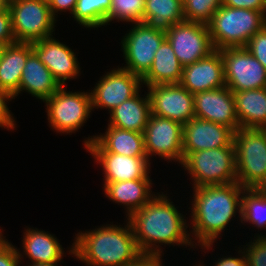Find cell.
Listing matches in <instances>:
<instances>
[{
	"label": "cell",
	"instance_id": "cell-10",
	"mask_svg": "<svg viewBox=\"0 0 266 266\" xmlns=\"http://www.w3.org/2000/svg\"><path fill=\"white\" fill-rule=\"evenodd\" d=\"M219 51L226 86L232 92L266 88L265 67L245 47H228Z\"/></svg>",
	"mask_w": 266,
	"mask_h": 266
},
{
	"label": "cell",
	"instance_id": "cell-35",
	"mask_svg": "<svg viewBox=\"0 0 266 266\" xmlns=\"http://www.w3.org/2000/svg\"><path fill=\"white\" fill-rule=\"evenodd\" d=\"M12 99L14 98L9 92L0 88V127L11 131L16 129L15 118L7 106Z\"/></svg>",
	"mask_w": 266,
	"mask_h": 266
},
{
	"label": "cell",
	"instance_id": "cell-38",
	"mask_svg": "<svg viewBox=\"0 0 266 266\" xmlns=\"http://www.w3.org/2000/svg\"><path fill=\"white\" fill-rule=\"evenodd\" d=\"M222 5L232 8L261 11L266 16V4L263 0H222Z\"/></svg>",
	"mask_w": 266,
	"mask_h": 266
},
{
	"label": "cell",
	"instance_id": "cell-13",
	"mask_svg": "<svg viewBox=\"0 0 266 266\" xmlns=\"http://www.w3.org/2000/svg\"><path fill=\"white\" fill-rule=\"evenodd\" d=\"M142 79L126 69L113 68L107 71L91 89L92 109L113 110L135 96L142 87Z\"/></svg>",
	"mask_w": 266,
	"mask_h": 266
},
{
	"label": "cell",
	"instance_id": "cell-17",
	"mask_svg": "<svg viewBox=\"0 0 266 266\" xmlns=\"http://www.w3.org/2000/svg\"><path fill=\"white\" fill-rule=\"evenodd\" d=\"M195 117L227 126L234 132L240 129L232 91L222 88L193 94Z\"/></svg>",
	"mask_w": 266,
	"mask_h": 266
},
{
	"label": "cell",
	"instance_id": "cell-11",
	"mask_svg": "<svg viewBox=\"0 0 266 266\" xmlns=\"http://www.w3.org/2000/svg\"><path fill=\"white\" fill-rule=\"evenodd\" d=\"M146 155L150 157L158 155L168 163L174 161L177 164L183 162V125L163 118L150 115L143 132Z\"/></svg>",
	"mask_w": 266,
	"mask_h": 266
},
{
	"label": "cell",
	"instance_id": "cell-42",
	"mask_svg": "<svg viewBox=\"0 0 266 266\" xmlns=\"http://www.w3.org/2000/svg\"><path fill=\"white\" fill-rule=\"evenodd\" d=\"M10 3L7 0H0V11L9 9Z\"/></svg>",
	"mask_w": 266,
	"mask_h": 266
},
{
	"label": "cell",
	"instance_id": "cell-23",
	"mask_svg": "<svg viewBox=\"0 0 266 266\" xmlns=\"http://www.w3.org/2000/svg\"><path fill=\"white\" fill-rule=\"evenodd\" d=\"M95 141L105 152L117 153L131 157H147L143 133L123 130L113 126L107 127L104 134L85 138L84 147Z\"/></svg>",
	"mask_w": 266,
	"mask_h": 266
},
{
	"label": "cell",
	"instance_id": "cell-34",
	"mask_svg": "<svg viewBox=\"0 0 266 266\" xmlns=\"http://www.w3.org/2000/svg\"><path fill=\"white\" fill-rule=\"evenodd\" d=\"M245 48L265 67L266 70V25L248 40Z\"/></svg>",
	"mask_w": 266,
	"mask_h": 266
},
{
	"label": "cell",
	"instance_id": "cell-15",
	"mask_svg": "<svg viewBox=\"0 0 266 266\" xmlns=\"http://www.w3.org/2000/svg\"><path fill=\"white\" fill-rule=\"evenodd\" d=\"M84 149L93 156L103 169L104 182H118L135 179H150L148 157H131L105 152L94 140Z\"/></svg>",
	"mask_w": 266,
	"mask_h": 266
},
{
	"label": "cell",
	"instance_id": "cell-16",
	"mask_svg": "<svg viewBox=\"0 0 266 266\" xmlns=\"http://www.w3.org/2000/svg\"><path fill=\"white\" fill-rule=\"evenodd\" d=\"M32 51L52 73L54 79L65 86L67 80L80 77V63L72 50L55 37H47L32 43Z\"/></svg>",
	"mask_w": 266,
	"mask_h": 266
},
{
	"label": "cell",
	"instance_id": "cell-43",
	"mask_svg": "<svg viewBox=\"0 0 266 266\" xmlns=\"http://www.w3.org/2000/svg\"><path fill=\"white\" fill-rule=\"evenodd\" d=\"M30 265L27 266H59L58 263H54V264H42V263H29Z\"/></svg>",
	"mask_w": 266,
	"mask_h": 266
},
{
	"label": "cell",
	"instance_id": "cell-47",
	"mask_svg": "<svg viewBox=\"0 0 266 266\" xmlns=\"http://www.w3.org/2000/svg\"><path fill=\"white\" fill-rule=\"evenodd\" d=\"M44 2L50 3L51 0H43Z\"/></svg>",
	"mask_w": 266,
	"mask_h": 266
},
{
	"label": "cell",
	"instance_id": "cell-25",
	"mask_svg": "<svg viewBox=\"0 0 266 266\" xmlns=\"http://www.w3.org/2000/svg\"><path fill=\"white\" fill-rule=\"evenodd\" d=\"M32 43L15 42L8 44L0 58V88L14 96L19 91L22 70L29 54Z\"/></svg>",
	"mask_w": 266,
	"mask_h": 266
},
{
	"label": "cell",
	"instance_id": "cell-32",
	"mask_svg": "<svg viewBox=\"0 0 266 266\" xmlns=\"http://www.w3.org/2000/svg\"><path fill=\"white\" fill-rule=\"evenodd\" d=\"M222 0H183L185 21L208 25Z\"/></svg>",
	"mask_w": 266,
	"mask_h": 266
},
{
	"label": "cell",
	"instance_id": "cell-8",
	"mask_svg": "<svg viewBox=\"0 0 266 266\" xmlns=\"http://www.w3.org/2000/svg\"><path fill=\"white\" fill-rule=\"evenodd\" d=\"M16 42L33 43L53 36L56 18L43 0H17L9 5Z\"/></svg>",
	"mask_w": 266,
	"mask_h": 266
},
{
	"label": "cell",
	"instance_id": "cell-45",
	"mask_svg": "<svg viewBox=\"0 0 266 266\" xmlns=\"http://www.w3.org/2000/svg\"><path fill=\"white\" fill-rule=\"evenodd\" d=\"M2 232V229H0V238L3 236Z\"/></svg>",
	"mask_w": 266,
	"mask_h": 266
},
{
	"label": "cell",
	"instance_id": "cell-27",
	"mask_svg": "<svg viewBox=\"0 0 266 266\" xmlns=\"http://www.w3.org/2000/svg\"><path fill=\"white\" fill-rule=\"evenodd\" d=\"M232 93L240 128L266 129V88Z\"/></svg>",
	"mask_w": 266,
	"mask_h": 266
},
{
	"label": "cell",
	"instance_id": "cell-40",
	"mask_svg": "<svg viewBox=\"0 0 266 266\" xmlns=\"http://www.w3.org/2000/svg\"><path fill=\"white\" fill-rule=\"evenodd\" d=\"M238 255L240 256H230L227 255L223 256L222 258L219 257L220 259H218L217 261L215 260V265L213 266H247V260L245 258L244 255V251H242V248L240 249V247H238ZM229 256V257H228ZM195 266H205L202 262L198 261V264H195Z\"/></svg>",
	"mask_w": 266,
	"mask_h": 266
},
{
	"label": "cell",
	"instance_id": "cell-31",
	"mask_svg": "<svg viewBox=\"0 0 266 266\" xmlns=\"http://www.w3.org/2000/svg\"><path fill=\"white\" fill-rule=\"evenodd\" d=\"M112 6L105 19V25H110L114 20L118 22H143L145 0H111Z\"/></svg>",
	"mask_w": 266,
	"mask_h": 266
},
{
	"label": "cell",
	"instance_id": "cell-22",
	"mask_svg": "<svg viewBox=\"0 0 266 266\" xmlns=\"http://www.w3.org/2000/svg\"><path fill=\"white\" fill-rule=\"evenodd\" d=\"M60 84L54 79L50 70L39 61L32 51L22 70L19 91L13 96L15 99L20 93L27 92L32 97L45 102L60 88Z\"/></svg>",
	"mask_w": 266,
	"mask_h": 266
},
{
	"label": "cell",
	"instance_id": "cell-20",
	"mask_svg": "<svg viewBox=\"0 0 266 266\" xmlns=\"http://www.w3.org/2000/svg\"><path fill=\"white\" fill-rule=\"evenodd\" d=\"M22 239L23 253L17 249L21 260L26 256L30 263L54 264L61 262L63 256H66L59 239L48 231L28 227L25 228Z\"/></svg>",
	"mask_w": 266,
	"mask_h": 266
},
{
	"label": "cell",
	"instance_id": "cell-12",
	"mask_svg": "<svg viewBox=\"0 0 266 266\" xmlns=\"http://www.w3.org/2000/svg\"><path fill=\"white\" fill-rule=\"evenodd\" d=\"M166 38L183 67L208 57L215 51L208 25L183 21L166 32Z\"/></svg>",
	"mask_w": 266,
	"mask_h": 266
},
{
	"label": "cell",
	"instance_id": "cell-3",
	"mask_svg": "<svg viewBox=\"0 0 266 266\" xmlns=\"http://www.w3.org/2000/svg\"><path fill=\"white\" fill-rule=\"evenodd\" d=\"M106 224L75 234L68 254L87 266H125L140 250L131 225Z\"/></svg>",
	"mask_w": 266,
	"mask_h": 266
},
{
	"label": "cell",
	"instance_id": "cell-21",
	"mask_svg": "<svg viewBox=\"0 0 266 266\" xmlns=\"http://www.w3.org/2000/svg\"><path fill=\"white\" fill-rule=\"evenodd\" d=\"M151 179H135L118 182H103L104 193L110 201L126 210V219L137 209L146 205L156 193L152 192ZM126 207V208H125Z\"/></svg>",
	"mask_w": 266,
	"mask_h": 266
},
{
	"label": "cell",
	"instance_id": "cell-36",
	"mask_svg": "<svg viewBox=\"0 0 266 266\" xmlns=\"http://www.w3.org/2000/svg\"><path fill=\"white\" fill-rule=\"evenodd\" d=\"M5 237L3 235L0 238V266H20L22 260L19 258L17 247Z\"/></svg>",
	"mask_w": 266,
	"mask_h": 266
},
{
	"label": "cell",
	"instance_id": "cell-2",
	"mask_svg": "<svg viewBox=\"0 0 266 266\" xmlns=\"http://www.w3.org/2000/svg\"><path fill=\"white\" fill-rule=\"evenodd\" d=\"M129 221L140 252L164 255L160 245L197 248L187 228L189 223L164 192L158 193Z\"/></svg>",
	"mask_w": 266,
	"mask_h": 266
},
{
	"label": "cell",
	"instance_id": "cell-37",
	"mask_svg": "<svg viewBox=\"0 0 266 266\" xmlns=\"http://www.w3.org/2000/svg\"><path fill=\"white\" fill-rule=\"evenodd\" d=\"M15 42L10 11L9 9L0 11V43L8 45Z\"/></svg>",
	"mask_w": 266,
	"mask_h": 266
},
{
	"label": "cell",
	"instance_id": "cell-6",
	"mask_svg": "<svg viewBox=\"0 0 266 266\" xmlns=\"http://www.w3.org/2000/svg\"><path fill=\"white\" fill-rule=\"evenodd\" d=\"M181 167L191 176L192 188L237 182L235 145L191 152Z\"/></svg>",
	"mask_w": 266,
	"mask_h": 266
},
{
	"label": "cell",
	"instance_id": "cell-30",
	"mask_svg": "<svg viewBox=\"0 0 266 266\" xmlns=\"http://www.w3.org/2000/svg\"><path fill=\"white\" fill-rule=\"evenodd\" d=\"M111 6V0H77L72 17L85 28L99 29L105 26Z\"/></svg>",
	"mask_w": 266,
	"mask_h": 266
},
{
	"label": "cell",
	"instance_id": "cell-9",
	"mask_svg": "<svg viewBox=\"0 0 266 266\" xmlns=\"http://www.w3.org/2000/svg\"><path fill=\"white\" fill-rule=\"evenodd\" d=\"M121 40V50L128 70L141 79L148 73L156 51L166 39V33L148 27L145 23H133Z\"/></svg>",
	"mask_w": 266,
	"mask_h": 266
},
{
	"label": "cell",
	"instance_id": "cell-18",
	"mask_svg": "<svg viewBox=\"0 0 266 266\" xmlns=\"http://www.w3.org/2000/svg\"><path fill=\"white\" fill-rule=\"evenodd\" d=\"M234 143V131L227 126L194 117L183 125V160L191 153Z\"/></svg>",
	"mask_w": 266,
	"mask_h": 266
},
{
	"label": "cell",
	"instance_id": "cell-39",
	"mask_svg": "<svg viewBox=\"0 0 266 266\" xmlns=\"http://www.w3.org/2000/svg\"><path fill=\"white\" fill-rule=\"evenodd\" d=\"M125 266H165L161 254L141 252Z\"/></svg>",
	"mask_w": 266,
	"mask_h": 266
},
{
	"label": "cell",
	"instance_id": "cell-26",
	"mask_svg": "<svg viewBox=\"0 0 266 266\" xmlns=\"http://www.w3.org/2000/svg\"><path fill=\"white\" fill-rule=\"evenodd\" d=\"M182 72L183 66L166 38L156 51L151 68L142 78V85L148 87L159 84H179Z\"/></svg>",
	"mask_w": 266,
	"mask_h": 266
},
{
	"label": "cell",
	"instance_id": "cell-7",
	"mask_svg": "<svg viewBox=\"0 0 266 266\" xmlns=\"http://www.w3.org/2000/svg\"><path fill=\"white\" fill-rule=\"evenodd\" d=\"M45 103L49 127L61 135L81 129L93 111L90 90L68 92L61 86Z\"/></svg>",
	"mask_w": 266,
	"mask_h": 266
},
{
	"label": "cell",
	"instance_id": "cell-19",
	"mask_svg": "<svg viewBox=\"0 0 266 266\" xmlns=\"http://www.w3.org/2000/svg\"><path fill=\"white\" fill-rule=\"evenodd\" d=\"M179 84L192 94L226 86L220 51L215 50L208 57L183 67Z\"/></svg>",
	"mask_w": 266,
	"mask_h": 266
},
{
	"label": "cell",
	"instance_id": "cell-14",
	"mask_svg": "<svg viewBox=\"0 0 266 266\" xmlns=\"http://www.w3.org/2000/svg\"><path fill=\"white\" fill-rule=\"evenodd\" d=\"M151 114L171 119L182 125L195 117L194 97L180 84L148 86Z\"/></svg>",
	"mask_w": 266,
	"mask_h": 266
},
{
	"label": "cell",
	"instance_id": "cell-46",
	"mask_svg": "<svg viewBox=\"0 0 266 266\" xmlns=\"http://www.w3.org/2000/svg\"><path fill=\"white\" fill-rule=\"evenodd\" d=\"M9 3H12V2H14V1H17V0H7Z\"/></svg>",
	"mask_w": 266,
	"mask_h": 266
},
{
	"label": "cell",
	"instance_id": "cell-44",
	"mask_svg": "<svg viewBox=\"0 0 266 266\" xmlns=\"http://www.w3.org/2000/svg\"><path fill=\"white\" fill-rule=\"evenodd\" d=\"M6 45H7V44H1V43H0V58H1V56H2V52H3L4 48L6 47Z\"/></svg>",
	"mask_w": 266,
	"mask_h": 266
},
{
	"label": "cell",
	"instance_id": "cell-5",
	"mask_svg": "<svg viewBox=\"0 0 266 266\" xmlns=\"http://www.w3.org/2000/svg\"><path fill=\"white\" fill-rule=\"evenodd\" d=\"M236 179L244 188L266 185V129L240 128L234 132Z\"/></svg>",
	"mask_w": 266,
	"mask_h": 266
},
{
	"label": "cell",
	"instance_id": "cell-28",
	"mask_svg": "<svg viewBox=\"0 0 266 266\" xmlns=\"http://www.w3.org/2000/svg\"><path fill=\"white\" fill-rule=\"evenodd\" d=\"M183 21V0H145L143 23L148 27L166 33Z\"/></svg>",
	"mask_w": 266,
	"mask_h": 266
},
{
	"label": "cell",
	"instance_id": "cell-24",
	"mask_svg": "<svg viewBox=\"0 0 266 266\" xmlns=\"http://www.w3.org/2000/svg\"><path fill=\"white\" fill-rule=\"evenodd\" d=\"M108 113H110V117L107 125L143 133L151 115L148 91L143 97L139 91L131 99L124 101Z\"/></svg>",
	"mask_w": 266,
	"mask_h": 266
},
{
	"label": "cell",
	"instance_id": "cell-4",
	"mask_svg": "<svg viewBox=\"0 0 266 266\" xmlns=\"http://www.w3.org/2000/svg\"><path fill=\"white\" fill-rule=\"evenodd\" d=\"M266 25L261 11L221 5L208 24L215 50L245 47L248 40Z\"/></svg>",
	"mask_w": 266,
	"mask_h": 266
},
{
	"label": "cell",
	"instance_id": "cell-33",
	"mask_svg": "<svg viewBox=\"0 0 266 266\" xmlns=\"http://www.w3.org/2000/svg\"><path fill=\"white\" fill-rule=\"evenodd\" d=\"M254 238V240L251 238L245 246L243 245L242 250L247 260V266H266V234L258 233L254 235Z\"/></svg>",
	"mask_w": 266,
	"mask_h": 266
},
{
	"label": "cell",
	"instance_id": "cell-1",
	"mask_svg": "<svg viewBox=\"0 0 266 266\" xmlns=\"http://www.w3.org/2000/svg\"><path fill=\"white\" fill-rule=\"evenodd\" d=\"M244 189L238 182L193 188L189 218V228L192 229L189 233L192 234L190 236L195 247L200 246L201 251L204 249V253H207L205 250L209 252L222 232L228 230L226 226L234 221L237 213L241 221Z\"/></svg>",
	"mask_w": 266,
	"mask_h": 266
},
{
	"label": "cell",
	"instance_id": "cell-29",
	"mask_svg": "<svg viewBox=\"0 0 266 266\" xmlns=\"http://www.w3.org/2000/svg\"><path fill=\"white\" fill-rule=\"evenodd\" d=\"M241 223L266 229V190L245 188L242 193Z\"/></svg>",
	"mask_w": 266,
	"mask_h": 266
},
{
	"label": "cell",
	"instance_id": "cell-41",
	"mask_svg": "<svg viewBox=\"0 0 266 266\" xmlns=\"http://www.w3.org/2000/svg\"><path fill=\"white\" fill-rule=\"evenodd\" d=\"M76 2L77 0H51L49 3L50 11L56 19L58 18L57 14L62 12L69 11V14L72 15Z\"/></svg>",
	"mask_w": 266,
	"mask_h": 266
}]
</instances>
